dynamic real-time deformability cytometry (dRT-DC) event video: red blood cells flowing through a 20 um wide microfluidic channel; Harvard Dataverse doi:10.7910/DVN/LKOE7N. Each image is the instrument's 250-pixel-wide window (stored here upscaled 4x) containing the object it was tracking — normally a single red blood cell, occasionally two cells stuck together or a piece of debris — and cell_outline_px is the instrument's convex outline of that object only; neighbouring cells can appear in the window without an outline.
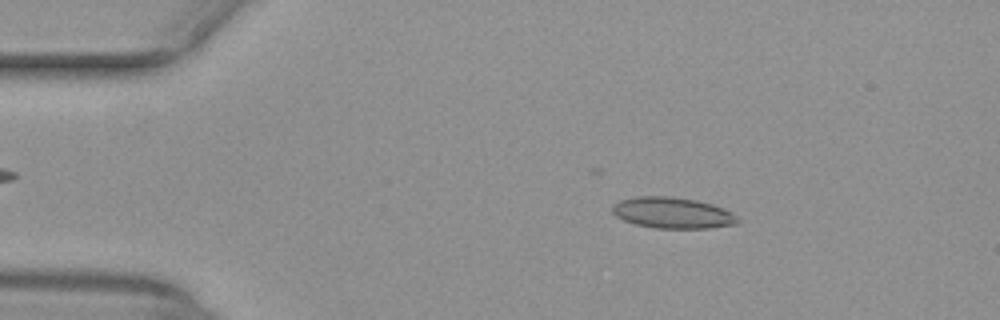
{"species": "common noctule bat (a hibernating species)", "species_latin": "Nyctalus noctula", "temperature_condition": "warm", "stored_images_in_passage": 51, "camera_frame_rate_fps": 3000, "um_per_image_px": 0.085, "animal": {"sex": "female", "body_mass_g": 29.2, "forearm_length_mm": 56.3}, "frame": {"image": 1, "passage_image": 8, "time_ms": 2.333, "image_size_px": [1000, 320], "cell_outline_px": [[740, 224], [708, 228], [656, 228], [636, 224], [624, 220], [616, 216], [612, 212], [612, 204], [620, 200], [636, 196], [672, 196], [696, 200], [712, 204], [724, 208], [732, 212], [740, 220]], "centroid_in_image_um": [57.19, 18.09], "position_along_channel_um": 27.8, "area_um2": 22.89}}
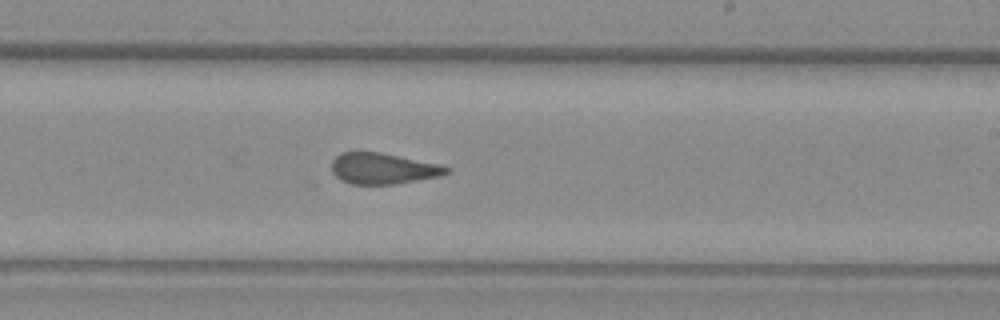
{"frame": {"image": 2, "passage_image": 30, "time_ms": 9.667, "image_size_px": [1000, 320], "cell_outline_px": [[452, 172], [440, 176], [396, 184], [352, 184], [340, 180], [332, 176], [332, 160], [340, 152], [380, 152], [440, 164], [452, 168]], "centroid_in_image_um": [32.56, 14.33], "position_along_channel_um": 256.4, "area_um2": 21.04}}
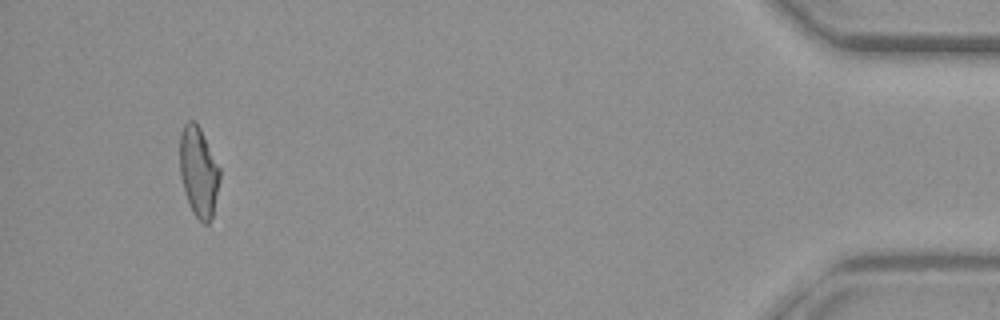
{"frame": {"image": 3, "passage_image": 48, "time_ms": 15.667, "image_size_px": [1000, 320], "cell_outline_px": [[220, 180], [212, 216], [208, 224], [204, 224], [192, 212], [180, 176], [180, 132], [184, 124], [188, 120], [192, 120], [200, 128], [220, 168]], "centroid_in_image_um": [16.88, 14.59], "position_along_channel_um": 418.3, "area_um2": 20.75}, "authors_computed_cell_mechanics": {"area_um2": 21.7906, "velocity_mm_per_s": 3.9834, "shape_relaxation_time_tau1_ms": null, "shape_relaxation_time_tau2_ms": 1.3994, "deformation_change_tau1": null, "deformation_change_tau2": 0.077}}